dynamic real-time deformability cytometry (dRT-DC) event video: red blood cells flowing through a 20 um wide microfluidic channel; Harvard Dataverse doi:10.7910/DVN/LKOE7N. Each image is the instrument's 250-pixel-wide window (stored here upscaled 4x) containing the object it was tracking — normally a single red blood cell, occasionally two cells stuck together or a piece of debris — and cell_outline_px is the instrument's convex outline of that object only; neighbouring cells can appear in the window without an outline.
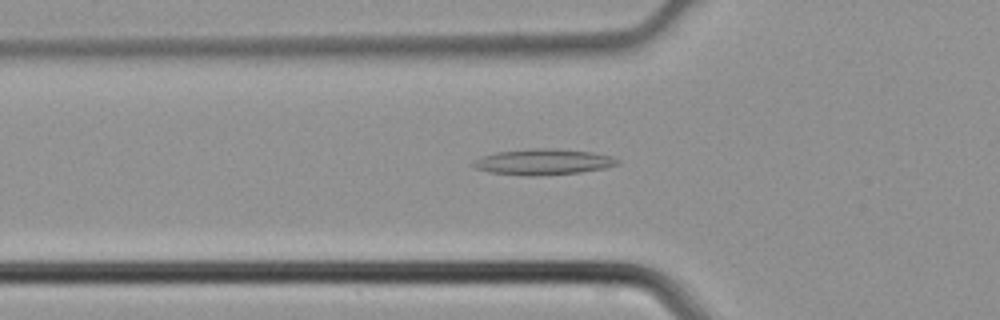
{"species": "common noctule bat (a hibernating species)", "species_latin": "Nyctalus noctula", "temperature_condition": "cold", "stored_images_in_passage": 40, "camera_frame_rate_fps": 3000, "um_per_image_px": 0.085, "animal": {"sex": "male", "body_mass_g": 21.5, "forearm_length_mm": 52.0}, "frame": {"image": 1, "passage_image": 11, "time_ms": 3.333, "image_size_px": [1000, 320], "cell_outline_px": [[620, 164], [604, 168], [580, 172], [536, 176], [528, 176], [492, 172], [476, 168], [472, 164], [472, 160], [496, 152], [532, 148], [552, 148], [592, 152], [612, 156], [620, 160]], "centroid_in_image_um": [46.2, 13.75], "position_along_channel_um": 79.6, "area_um2": 21.68}}
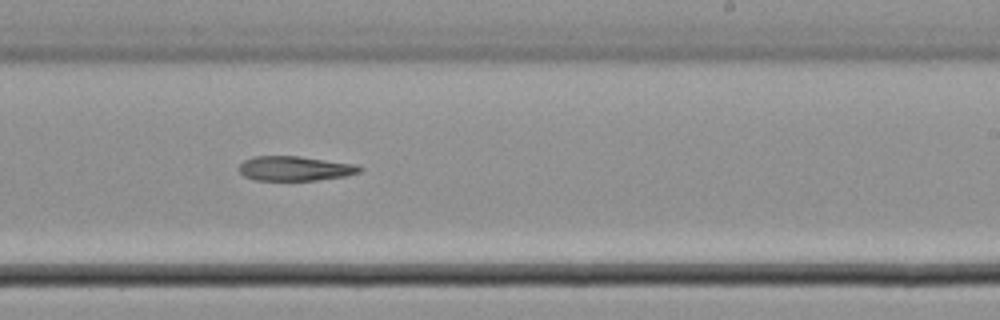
{"frame": {"image": 2, "passage_image": 23, "time_ms": 7.333, "image_size_px": [1000, 320], "cell_outline_px": [[364, 168], [360, 172], [348, 176], [316, 180], [256, 180], [244, 176], [240, 172], [240, 164], [244, 160], [252, 156], [296, 156], [356, 164]], "centroid_in_image_um": [25.09, 14.32], "position_along_channel_um": 263.9, "area_um2": 17.28}}
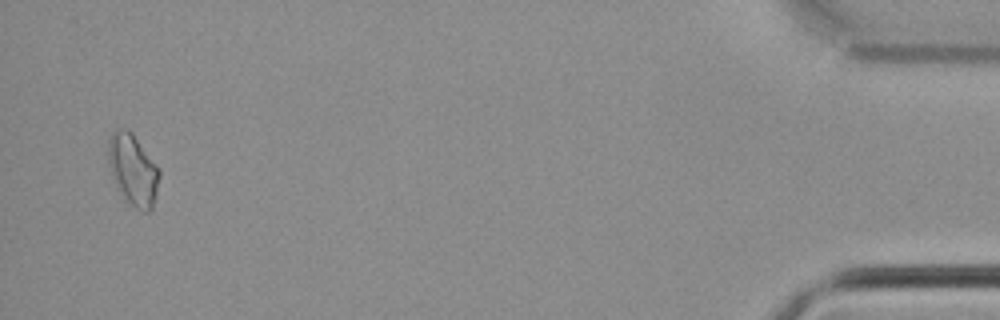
{"frame": {"image": 3, "passage_image": 39, "time_ms": 12.667, "image_size_px": [1000, 320], "cell_outline_px": [[160, 176], [152, 208], [148, 212], [140, 212], [124, 196], [112, 176], [108, 160], [108, 140], [112, 132], [116, 128], [128, 128], [132, 132], [160, 168]], "centroid_in_image_um": [11.32, 14.37], "position_along_channel_um": 423.9, "area_um2": 21.1}}